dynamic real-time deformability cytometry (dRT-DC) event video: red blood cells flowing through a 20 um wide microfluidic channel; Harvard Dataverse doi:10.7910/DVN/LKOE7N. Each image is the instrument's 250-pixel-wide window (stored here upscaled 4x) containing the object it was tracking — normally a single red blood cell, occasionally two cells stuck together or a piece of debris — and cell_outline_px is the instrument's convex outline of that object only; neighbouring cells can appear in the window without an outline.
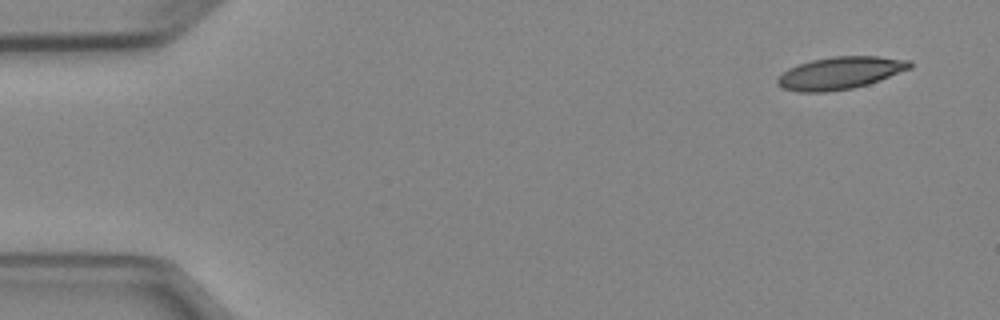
{"species": "Egyptian fruit bat (a non-hibernating species)", "species_latin": "Rousettus aegyptiacus", "temperature_condition": "cold", "stored_images_in_passage": 3, "camera_frame_rate_fps": 3000, "um_per_image_px": 0.085, "animal": {"sex": "female"}, "frame": {"image": 1, "passage_image": 1, "time_ms": 0.0, "image_size_px": [1000, 320], "cell_outline_px": [[912, 68], [880, 80], [868, 84], [852, 88], [824, 92], [800, 92], [784, 88], [776, 84], [776, 80], [788, 68], [812, 60], [832, 56], [876, 56], [912, 60]], "centroid_in_image_um": [71.44, 6.2], "position_along_channel_um": 13.6, "area_um2": 24.91}}
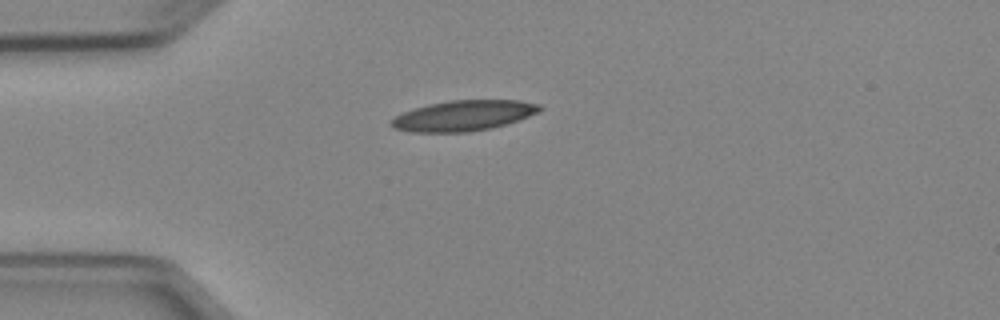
{"frame": {"image": 2, "passage_image": 3, "time_ms": 3.333, "image_size_px": [1000, 320], "cell_outline_px": [[540, 112], [504, 124], [488, 128], [468, 132], [412, 132], [396, 128], [388, 124], [396, 116], [404, 112], [428, 104], [448, 100], [520, 100], [540, 104]], "centroid_in_image_um": [39.39, 9.82], "position_along_channel_um": 45.6, "area_um2": 26.01}}